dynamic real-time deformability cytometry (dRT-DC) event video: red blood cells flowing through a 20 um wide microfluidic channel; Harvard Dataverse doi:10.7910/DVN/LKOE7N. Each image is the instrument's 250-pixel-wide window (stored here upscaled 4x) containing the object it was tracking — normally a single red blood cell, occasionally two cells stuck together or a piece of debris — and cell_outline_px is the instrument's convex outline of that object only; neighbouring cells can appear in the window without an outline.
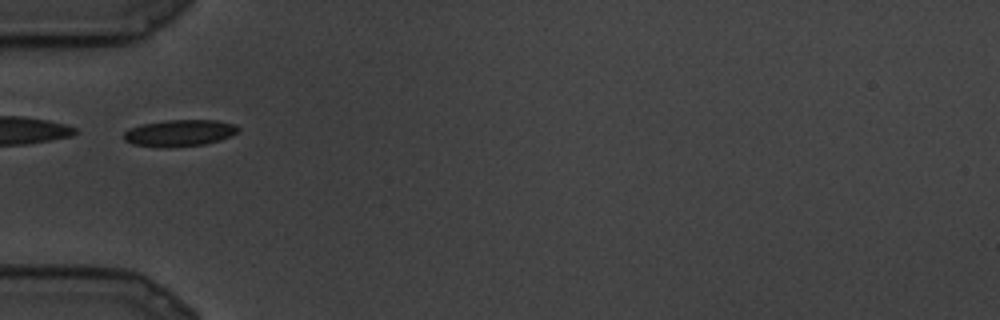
{"species": "common noctule bat (a hibernating species)", "species_latin": "Nyctalus noctula", "temperature_condition": "cold", "stored_images_in_passage": 6, "camera_frame_rate_fps": 3000, "um_per_image_px": 0.085, "animal": {"sex": "male", "body_mass_g": 19.5, "forearm_length_mm": 54.6}, "frame": {"image": 1, "passage_image": 5, "time_ms": 1.333, "image_size_px": [1000, 320], "cell_outline_px": [[240, 128], [232, 136], [220, 140], [204, 144], [168, 148], [132, 144], [124, 140], [124, 132], [128, 128], [144, 124], [164, 120], [216, 120], [236, 124]], "centroid_in_image_um": [15.27, 11.3], "position_along_channel_um": 69.7, "area_um2": 17.86}}